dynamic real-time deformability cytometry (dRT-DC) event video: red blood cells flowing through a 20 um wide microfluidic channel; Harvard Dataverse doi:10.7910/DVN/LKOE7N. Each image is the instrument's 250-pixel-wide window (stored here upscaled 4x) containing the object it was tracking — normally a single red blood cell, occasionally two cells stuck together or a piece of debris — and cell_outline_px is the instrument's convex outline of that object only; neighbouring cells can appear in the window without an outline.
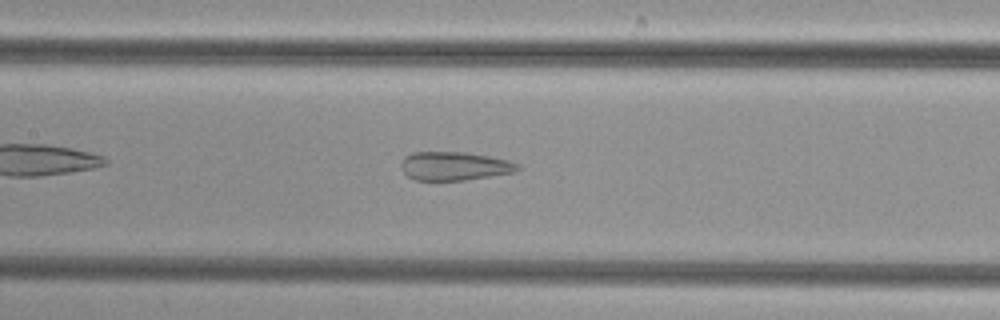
{"species": "common noctule bat (a hibernating species)", "species_latin": "Nyctalus noctula", "temperature_condition": "cold", "stored_images_in_passage": 34, "camera_frame_rate_fps": 3000, "um_per_image_px": 0.085, "animal": {"sex": "female", "body_mass_g": 29.2, "forearm_length_mm": 56.3}, "frame": {"image": 1, "passage_image": 11, "time_ms": 3.333, "image_size_px": [1000, 320], "cell_outline_px": [[520, 168], [516, 172], [464, 180], [416, 180], [408, 176], [400, 168], [400, 164], [404, 156], [412, 152], [464, 152], [488, 156], [508, 160], [516, 164]], "centroid_in_image_um": [38.58, 14.11], "position_along_channel_um": 168.8, "area_um2": 19.36}}
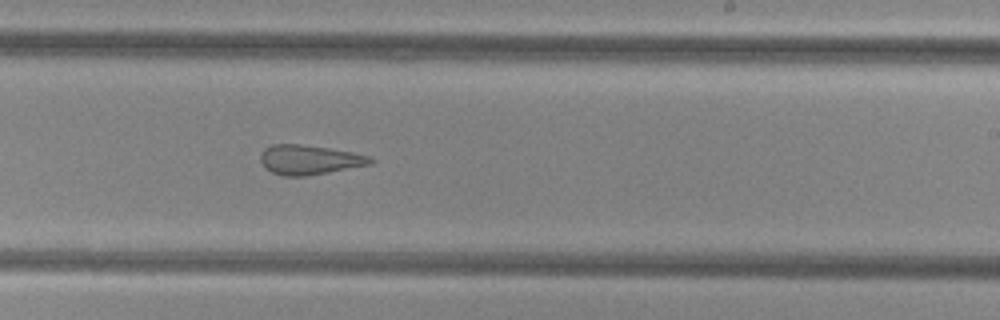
{"frame": {"image": 2, "passage_image": 18, "time_ms": 5.667, "image_size_px": [1000, 320], "cell_outline_px": [[376, 160], [372, 164], [308, 176], [284, 176], [272, 172], [264, 168], [260, 160], [260, 156], [264, 148], [272, 144], [300, 144], [328, 148], [352, 152], [368, 156]], "centroid_in_image_um": [26.28, 13.58], "position_along_channel_um": 262.7, "area_um2": 19.02}}
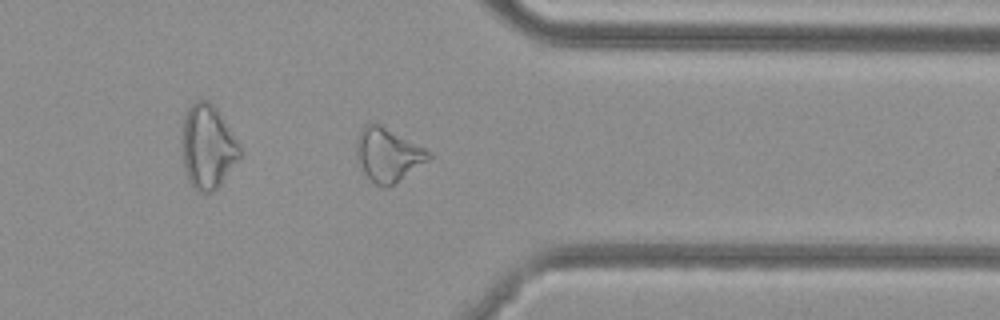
{"frame": {"image": 3, "passage_image": 27, "time_ms": 8.667, "image_size_px": [1000, 320], "cell_outline_px": [[432, 156], [428, 160], [388, 188], [384, 188], [376, 184], [364, 172], [356, 156], [356, 140], [360, 128], [364, 124], [380, 124], [432, 152]], "centroid_in_image_um": [32.96, 13.14], "position_along_channel_um": 378.4, "area_um2": 22.25}}